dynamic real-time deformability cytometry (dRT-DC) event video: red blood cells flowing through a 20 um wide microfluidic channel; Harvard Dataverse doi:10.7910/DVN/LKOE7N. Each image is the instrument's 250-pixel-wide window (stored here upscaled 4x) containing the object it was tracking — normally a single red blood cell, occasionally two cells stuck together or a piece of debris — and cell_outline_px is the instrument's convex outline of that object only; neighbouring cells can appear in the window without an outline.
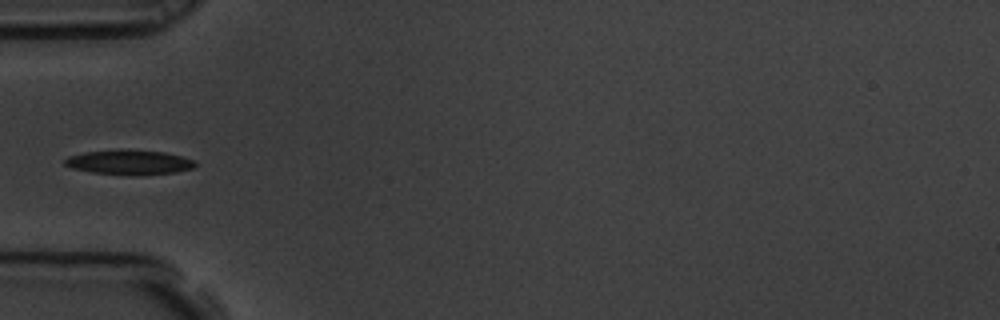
{"species": "common noctule bat (a hibernating species)", "species_latin": "Nyctalus noctula", "temperature_condition": "room temperature", "stored_images_in_passage": 12, "camera_frame_rate_fps": 3000, "um_per_image_px": 0.085, "animal": {"sex": "male", "body_mass_g": 19.5, "forearm_length_mm": 54.6}, "frame": {"image": 1, "passage_image": 4, "time_ms": 1.0, "image_size_px": [1000, 320], "cell_outline_px": [[196, 164], [192, 168], [176, 172], [140, 176], [132, 176], [92, 172], [72, 168], [64, 164], [64, 160], [68, 156], [84, 152], [120, 148], [164, 152], [180, 156], [192, 160]], "centroid_in_image_um": [10.94, 13.79], "position_along_channel_um": 74.1, "area_um2": 19.07}}
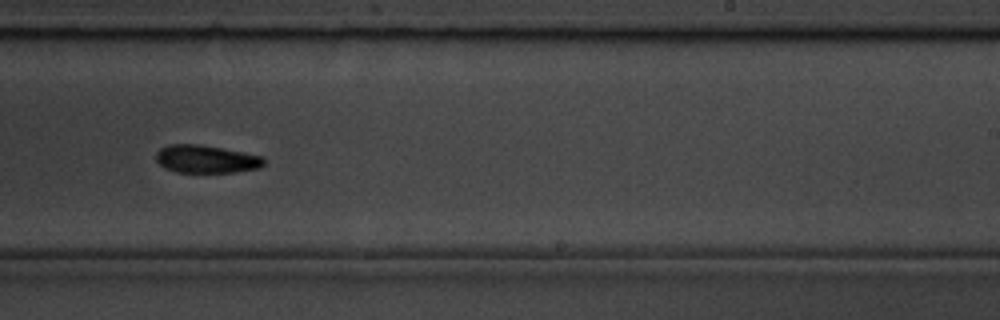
{"frame": {"image": 2, "passage_image": 9, "time_ms": 2.667, "image_size_px": [1000, 320], "cell_outline_px": [[264, 164], [260, 168], [236, 172], [176, 172], [164, 168], [156, 160], [156, 152], [160, 148], [168, 144], [200, 144], [244, 152], [264, 156]], "centroid_in_image_um": [17.53, 13.52], "position_along_channel_um": 271.5, "area_um2": 17.69}}
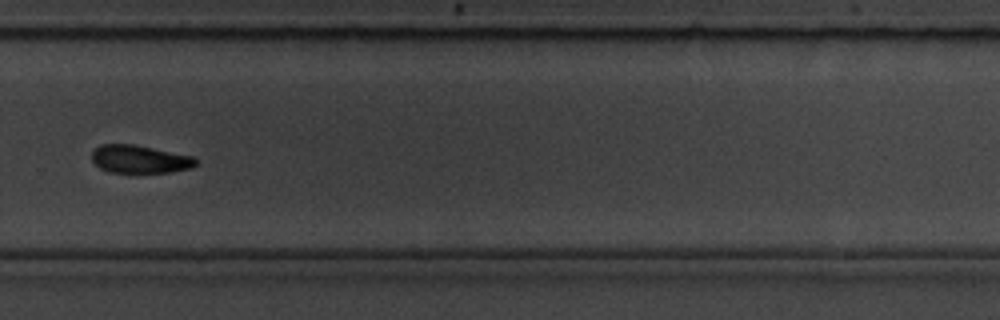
{"frame": {"image": 3, "passage_image": 10, "time_ms": 3.0, "image_size_px": [1000, 320], "cell_outline_px": [[196, 164], [192, 168], [168, 172], [112, 172], [100, 168], [92, 160], [92, 152], [100, 144], [132, 144], [196, 156]], "centroid_in_image_um": [11.9, 13.52], "position_along_channel_um": 317.9, "area_um2": 16.88}}